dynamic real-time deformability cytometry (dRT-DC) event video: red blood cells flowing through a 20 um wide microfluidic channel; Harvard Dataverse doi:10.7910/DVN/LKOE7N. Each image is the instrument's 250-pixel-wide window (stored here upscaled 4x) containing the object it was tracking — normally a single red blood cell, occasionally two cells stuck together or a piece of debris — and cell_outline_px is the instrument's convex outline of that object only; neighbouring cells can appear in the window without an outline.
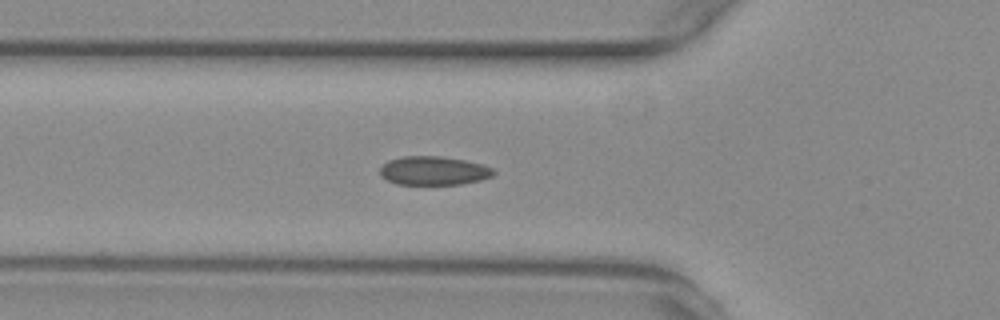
{"species": "common noctule bat (a hibernating species)", "species_latin": "Nyctalus noctula", "temperature_condition": "warm", "stored_images_in_passage": 38, "camera_frame_rate_fps": 3000, "um_per_image_px": 0.085, "animal": {"sex": "female", "body_mass_g": 29.2, "forearm_length_mm": 56.3}, "frame": {"image": 1, "passage_image": 2, "time_ms": 0.333, "image_size_px": [1000, 320], "cell_outline_px": [[496, 172], [492, 176], [480, 180], [460, 184], [396, 184], [380, 176], [380, 168], [388, 160], [404, 156], [440, 156], [464, 160], [484, 164], [492, 168]], "centroid_in_image_um": [36.86, 14.5], "position_along_channel_um": 88.9, "area_um2": 19.02}}
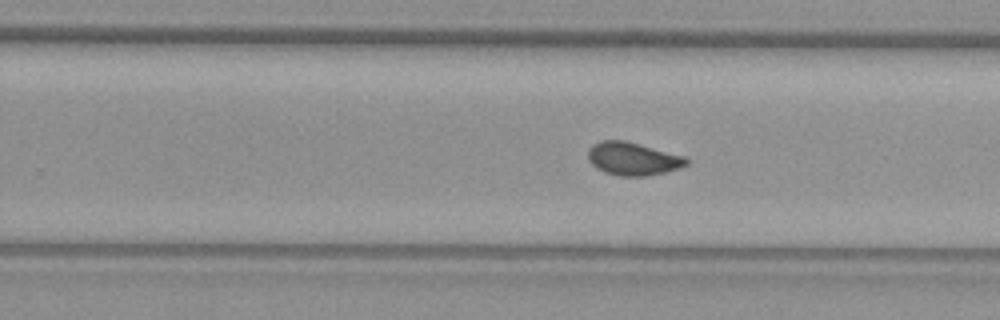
{"frame": {"image": 2, "passage_image": 17, "time_ms": 5.333, "image_size_px": [1000, 320], "cell_outline_px": [[688, 164], [680, 168], [668, 172], [648, 176], [620, 176], [604, 172], [596, 168], [588, 160], [588, 148], [592, 144], [600, 140], [624, 140], [684, 156], [688, 160]], "centroid_in_image_um": [53.77, 13.5], "position_along_channel_um": 276.0, "area_um2": 19.07}}
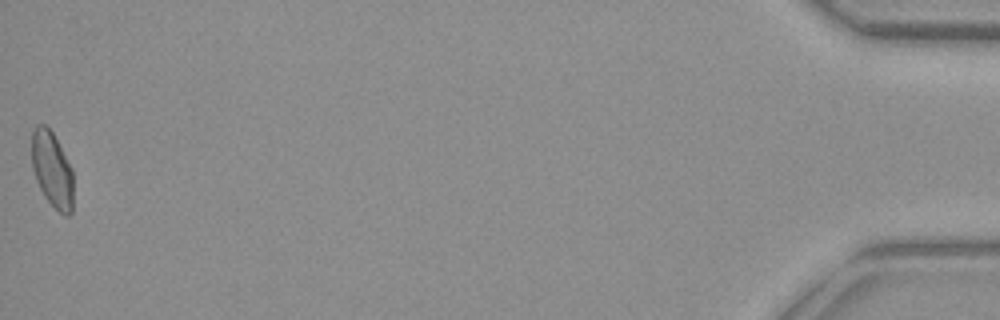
{"frame": {"image": 3, "passage_image": 38, "time_ms": 12.333, "image_size_px": [1000, 320], "cell_outline_px": [[72, 212], [68, 216], [64, 216], [44, 196], [36, 180], [32, 168], [32, 132], [36, 124], [44, 124], [52, 132], [72, 168]], "centroid_in_image_um": [4.42, 14.41], "position_along_channel_um": 430.8, "area_um2": 18.15}}